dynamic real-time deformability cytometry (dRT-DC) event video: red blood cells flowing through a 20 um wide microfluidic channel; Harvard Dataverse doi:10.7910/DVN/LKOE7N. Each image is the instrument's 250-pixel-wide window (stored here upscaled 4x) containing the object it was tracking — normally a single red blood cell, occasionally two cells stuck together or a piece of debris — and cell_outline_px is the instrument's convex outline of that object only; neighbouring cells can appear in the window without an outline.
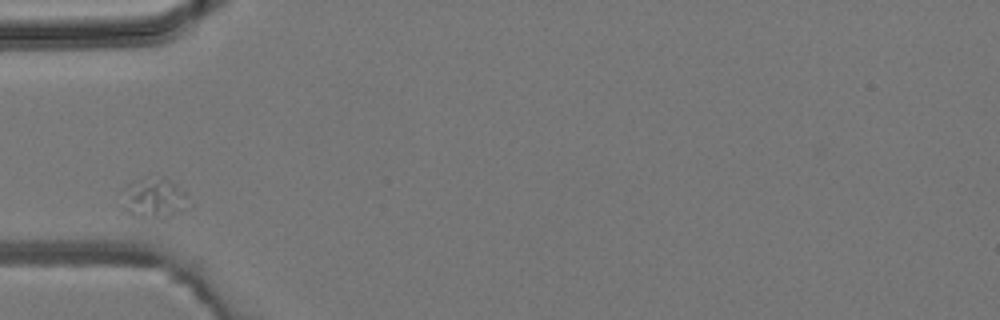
{"species": "common noctule bat (a hibernating species)", "species_latin": "Nyctalus noctula", "temperature_condition": "room temperature", "stored_images_in_passage": 3, "camera_frame_rate_fps": 3000, "um_per_image_px": 0.085, "animal": {"sex": "male", "body_mass_g": 19.2, "forearm_length_mm": 51.8}, "frame": {"image": 1, "passage_image": 1, "time_ms": 0.0, "image_size_px": [1000, 320], "cell_outline_px": [[184, 208], [172, 216], [152, 216], [132, 212], [132, 196], [136, 180], [144, 176], [164, 180], [176, 184], [184, 192]], "centroid_in_image_um": [13.34, 16.79], "position_along_channel_um": 71.7, "area_um2": 12.43}}